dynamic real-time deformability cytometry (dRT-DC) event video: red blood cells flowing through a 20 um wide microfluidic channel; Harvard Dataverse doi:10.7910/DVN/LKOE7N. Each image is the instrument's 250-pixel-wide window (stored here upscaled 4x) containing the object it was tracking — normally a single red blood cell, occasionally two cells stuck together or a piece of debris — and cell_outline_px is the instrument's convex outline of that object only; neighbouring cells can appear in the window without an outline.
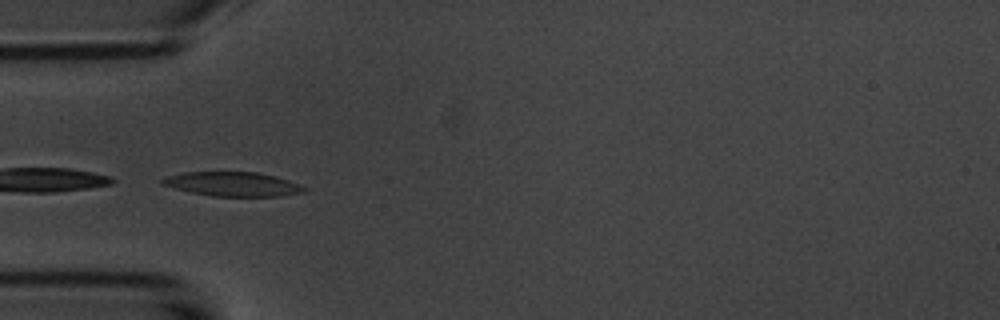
{"species": "common noctule bat (a hibernating species)", "species_latin": "Nyctalus noctula", "temperature_condition": "room temperature", "stored_images_in_passage": 7, "camera_frame_rate_fps": 3000, "um_per_image_px": 0.085, "animal": {"sex": "male", "body_mass_g": 20.1, "forearm_length_mm": 53.5}, "frame": {"image": 1, "passage_image": 4, "time_ms": 4.333, "image_size_px": [1000, 320], "cell_outline_px": [[308, 188], [304, 192], [280, 196], [212, 196], [188, 192], [160, 184], [160, 180], [168, 176], [184, 172], [256, 172], [276, 176], [288, 180]], "centroid_in_image_um": [19.76, 15.65], "position_along_channel_um": 65.2, "area_um2": 20.06}}
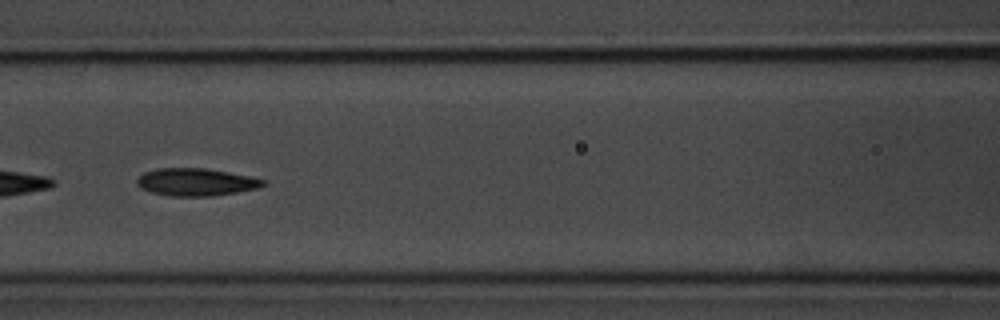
{"frame": {"image": 2, "passage_image": 6, "time_ms": 6.667, "image_size_px": [1000, 320], "cell_outline_px": [[268, 184], [256, 188], [236, 192], [212, 196], [168, 196], [152, 192], [140, 188], [136, 184], [136, 180], [144, 172], [156, 168], [204, 168], [228, 172], [248, 176], [264, 180]], "centroid_in_image_um": [16.62, 15.47], "position_along_channel_um": 150.0, "area_um2": 20.17}}
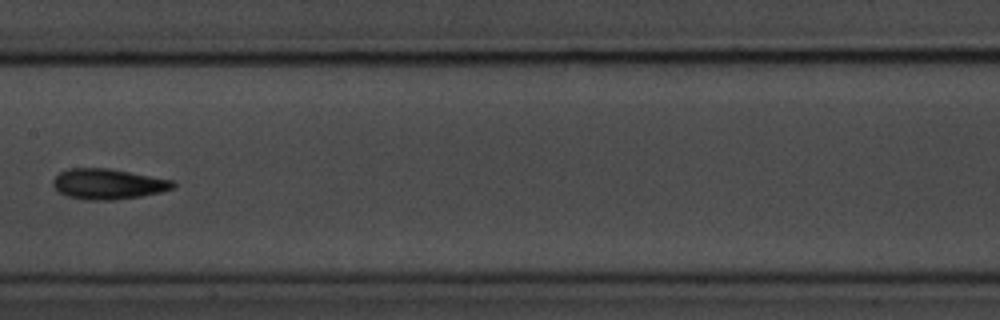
{"frame": {"image": 3, "passage_image": 7, "time_ms": 8.0, "image_size_px": [1000, 320], "cell_outline_px": [[176, 184], [172, 188], [160, 192], [140, 196], [112, 200], [84, 200], [68, 196], [60, 192], [52, 184], [52, 180], [60, 172], [68, 168], [108, 168], [172, 180]], "centroid_in_image_um": [9.15, 15.64], "position_along_channel_um": 198.3, "area_um2": 21.1}}